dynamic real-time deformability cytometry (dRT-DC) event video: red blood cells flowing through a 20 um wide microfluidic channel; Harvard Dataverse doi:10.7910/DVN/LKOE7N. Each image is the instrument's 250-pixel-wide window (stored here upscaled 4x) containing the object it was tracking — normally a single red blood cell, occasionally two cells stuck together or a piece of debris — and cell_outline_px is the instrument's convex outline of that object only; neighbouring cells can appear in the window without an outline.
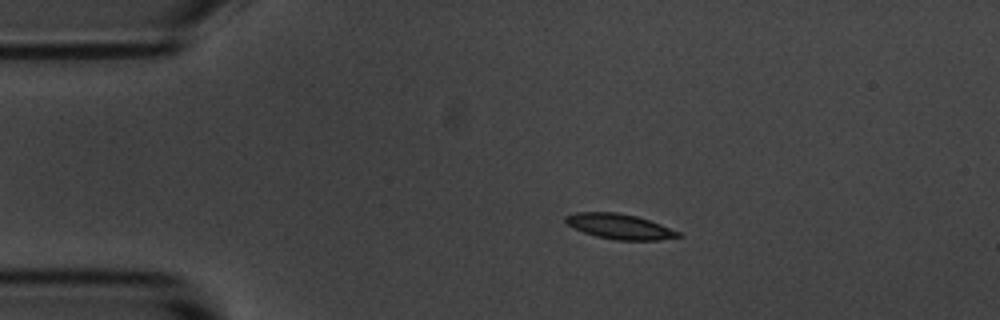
{"species": "common noctule bat (a hibernating species)", "species_latin": "Nyctalus noctula", "temperature_condition": "room temperature", "stored_images_in_passage": 3, "camera_frame_rate_fps": 3000, "um_per_image_px": 0.085, "animal": {"sex": "male", "body_mass_g": 20.1, "forearm_length_mm": 53.5}, "frame": {"image": 1, "passage_image": 1, "time_ms": 0.0, "image_size_px": [1000, 320], "cell_outline_px": [[684, 236], [660, 240], [616, 240], [596, 236], [584, 232], [568, 224], [564, 220], [564, 216], [576, 212], [616, 212], [636, 216], [660, 224], [680, 232]], "centroid_in_image_um": [52.68, 19.25], "position_along_channel_um": 32.3, "area_um2": 16.42}}
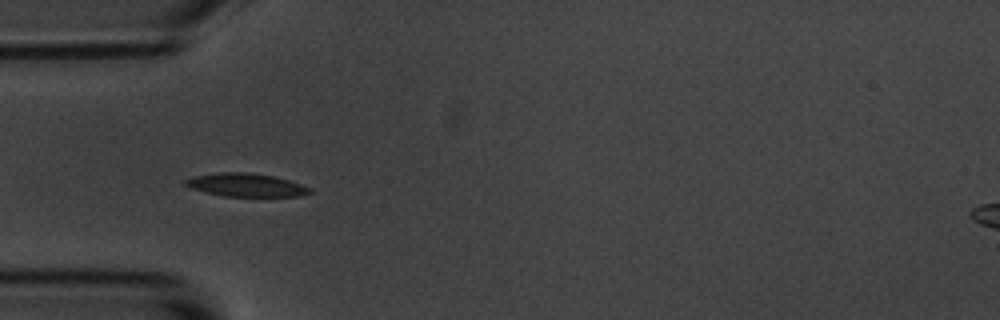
{"frame": {"image": 2, "passage_image": 2, "time_ms": 2.0, "image_size_px": [1000, 320], "cell_outline_px": [[312, 192], [296, 196], [224, 196], [204, 192], [192, 188], [184, 184], [184, 180], [196, 176], [220, 172], [244, 172], [272, 176], [288, 180], [312, 188]], "centroid_in_image_um": [20.9, 15.73], "position_along_channel_um": 64.1, "area_um2": 16.53}}